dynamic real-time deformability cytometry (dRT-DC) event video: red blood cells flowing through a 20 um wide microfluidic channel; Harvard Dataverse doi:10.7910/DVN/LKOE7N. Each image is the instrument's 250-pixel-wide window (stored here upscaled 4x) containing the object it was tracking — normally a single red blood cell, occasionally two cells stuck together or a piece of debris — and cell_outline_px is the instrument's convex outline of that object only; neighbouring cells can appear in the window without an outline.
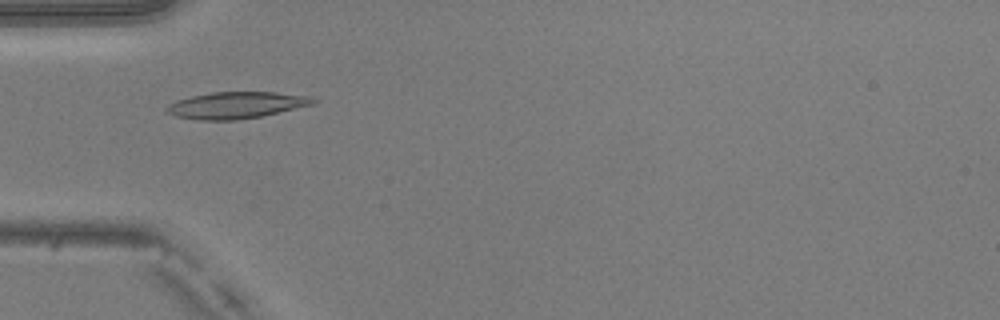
{"species": "common noctule bat (a hibernating species)", "species_latin": "Nyctalus noctula", "temperature_condition": "warm", "stored_images_in_passage": 50, "camera_frame_rate_fps": 3000, "um_per_image_px": 0.085, "animal": {"sex": "male", "body_mass_g": 20.5, "forearm_length_mm": 52.5}, "frame": {"image": 1, "passage_image": 16, "time_ms": 5.0, "image_size_px": [1000, 320], "cell_outline_px": [[320, 100], [312, 104], [260, 116], [236, 120], [200, 120], [176, 116], [168, 112], [164, 108], [168, 104], [176, 100], [192, 96], [212, 92], [276, 92], [312, 96]], "centroid_in_image_um": [20.08, 8.93], "position_along_channel_um": 64.9, "area_um2": 22.6}}
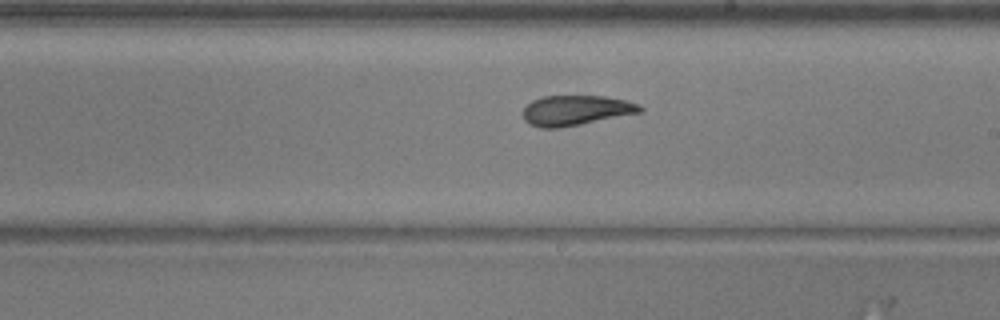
{"frame": {"image": 2, "passage_image": 29, "time_ms": 9.333, "image_size_px": [1000, 320], "cell_outline_px": [[644, 112], [580, 124], [556, 128], [540, 128], [528, 124], [524, 120], [524, 108], [532, 100], [544, 96], [604, 96], [624, 100], [640, 104], [644, 108]], "centroid_in_image_um": [48.97, 9.38], "position_along_channel_um": 240.0, "area_um2": 20.52}}
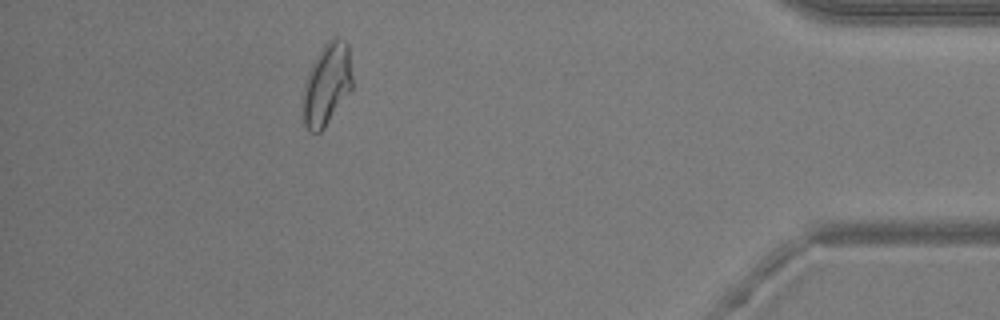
{"frame": {"image": 3, "passage_image": 45, "time_ms": 14.667, "image_size_px": [1000, 320], "cell_outline_px": [[352, 88], [324, 128], [320, 132], [312, 132], [304, 124], [304, 80], [316, 56], [324, 44], [332, 36], [336, 36], [344, 40], [348, 44], [352, 76]], "centroid_in_image_um": [27.8, 7.11], "position_along_channel_um": 407.4, "area_um2": 23.35}, "authors_computed_cell_mechanics": {"area_um2": 21.6172, "velocity_mm_per_s": 4.0472, "shape_relaxation_time_tau1_ms": null, "shape_relaxation_time_tau2_ms": 1.7134, "deformation_change_tau1": null, "deformation_change_tau2": 0.0769}}